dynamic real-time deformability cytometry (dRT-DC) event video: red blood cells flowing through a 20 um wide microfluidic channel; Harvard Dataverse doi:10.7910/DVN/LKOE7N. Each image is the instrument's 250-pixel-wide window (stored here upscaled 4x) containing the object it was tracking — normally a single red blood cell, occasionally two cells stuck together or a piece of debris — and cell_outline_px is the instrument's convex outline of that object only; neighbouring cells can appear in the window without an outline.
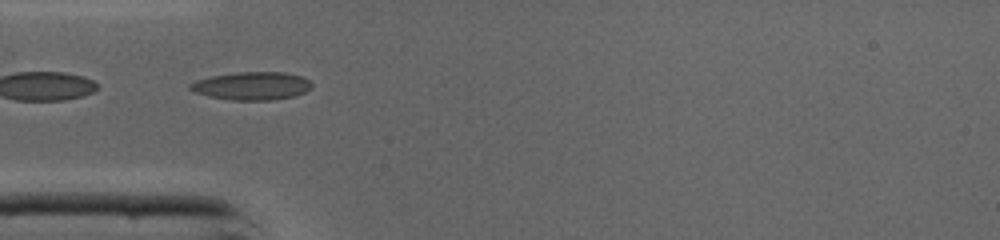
{"species": "common noctule bat (a hibernating species)", "species_latin": "Nyctalus noctula", "temperature_condition": "cold", "stored_images_in_passage": 33, "camera_frame_rate_fps": 3000, "um_per_image_px": 0.085, "animal": {"sex": "male", "body_mass_g": 19.0, "forearm_length_mm": 50.8}, "frame": {"image": 1, "passage_image": 1, "time_ms": 0.0, "image_size_px": [1000, 240], "cell_outline_px": [[312, 88], [296, 96], [272, 100], [232, 100], [208, 96], [196, 92], [188, 88], [188, 84], [196, 80], [212, 76], [236, 72], [284, 72], [300, 76], [312, 80]], "centroid_in_image_um": [21.43, 7.3], "position_along_channel_um": 63.6, "area_um2": 20.0}}
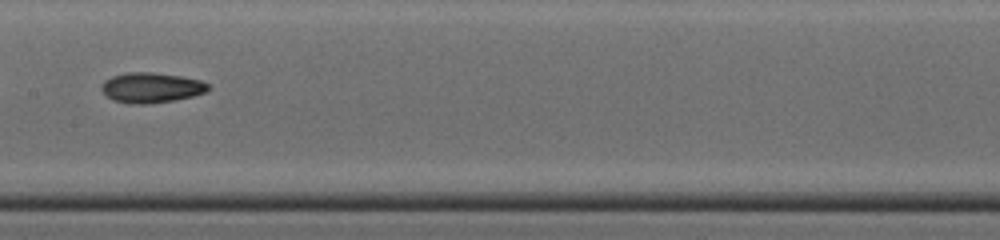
{"frame": {"image": 2, "passage_image": 10, "time_ms": 3.0, "image_size_px": [1000, 240], "cell_outline_px": [[208, 88], [204, 92], [192, 96], [176, 100], [144, 104], [132, 104], [112, 100], [100, 88], [100, 84], [104, 80], [112, 76], [128, 72], [152, 72], [180, 76], [200, 80], [208, 84]], "centroid_in_image_um": [12.81, 7.45], "position_along_channel_um": 194.6, "area_um2": 18.67}, "authors_computed_cell_mechanics": {"area_um2": 18.3804, "velocity_mm_per_s": 4.3748, "shape_relaxation_time_tau1_ms": null, "shape_relaxation_time_tau2_ms": 10.3673, "deformation_change_tau1": null, "deformation_change_tau2": 0.2121}}